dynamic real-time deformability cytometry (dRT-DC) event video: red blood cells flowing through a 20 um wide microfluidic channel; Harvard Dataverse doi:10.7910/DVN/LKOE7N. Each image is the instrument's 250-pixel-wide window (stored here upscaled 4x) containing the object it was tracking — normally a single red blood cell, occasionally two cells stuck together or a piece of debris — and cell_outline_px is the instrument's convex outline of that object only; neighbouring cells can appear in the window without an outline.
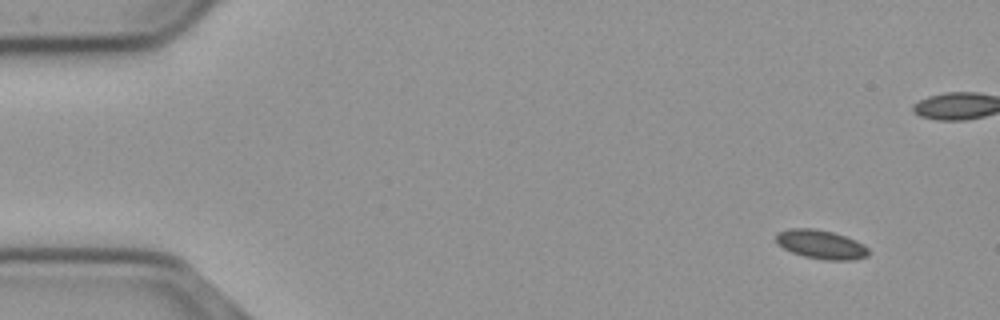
{"species": "common noctule bat (a hibernating species)", "species_latin": "Nyctalus noctula", "temperature_condition": "cold", "stored_images_in_passage": 54, "camera_frame_rate_fps": 3000, "um_per_image_px": 0.085, "animal": {"sex": "male", "body_mass_g": 23.1, "forearm_length_mm": 52.7}, "frame": {"image": 1, "passage_image": 1, "time_ms": 0.0, "image_size_px": [1000, 320], "cell_outline_px": [[868, 256], [852, 260], [824, 260], [804, 256], [792, 252], [776, 244], [776, 232], [788, 228], [816, 228], [832, 232], [856, 240], [868, 248]], "centroid_in_image_um": [69.75, 20.77], "position_along_channel_um": 15.3, "area_um2": 15.66}}
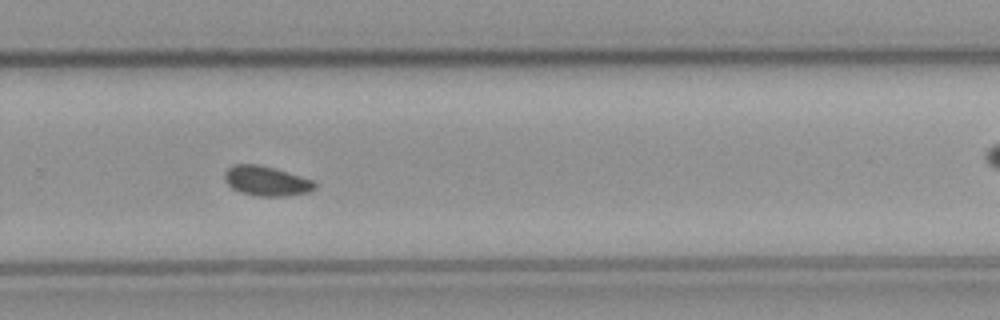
{"frame": {"image": 2, "passage_image": 34, "time_ms": 11.0, "image_size_px": [1000, 320], "cell_outline_px": [[316, 188], [308, 192], [288, 196], [256, 196], [240, 192], [232, 188], [224, 180], [224, 172], [232, 164], [260, 164], [300, 176], [312, 180], [316, 184]], "centroid_in_image_um": [22.61, 15.38], "position_along_channel_um": 307.2, "area_um2": 15.66}}
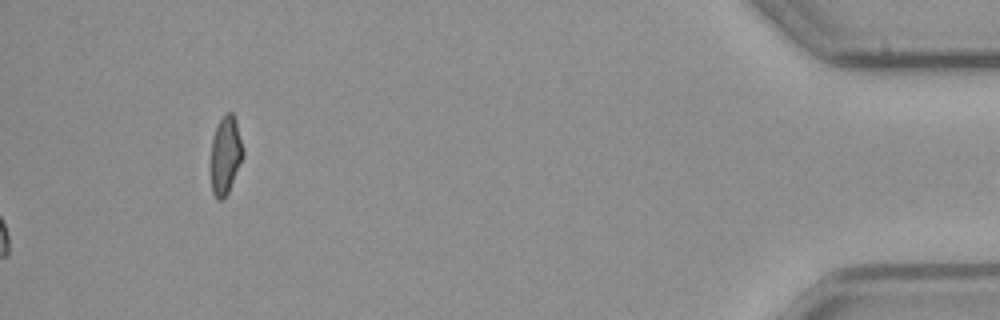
{"frame": {"image": 3, "passage_image": 54, "time_ms": 17.667, "image_size_px": [1000, 320], "cell_outline_px": [[244, 156], [228, 192], [220, 200], [216, 200], [212, 192], [212, 140], [216, 124], [228, 112], [232, 112], [236, 120], [244, 148]], "centroid_in_image_um": [19.19, 13.16], "position_along_channel_um": 416.0, "area_um2": 14.51}}